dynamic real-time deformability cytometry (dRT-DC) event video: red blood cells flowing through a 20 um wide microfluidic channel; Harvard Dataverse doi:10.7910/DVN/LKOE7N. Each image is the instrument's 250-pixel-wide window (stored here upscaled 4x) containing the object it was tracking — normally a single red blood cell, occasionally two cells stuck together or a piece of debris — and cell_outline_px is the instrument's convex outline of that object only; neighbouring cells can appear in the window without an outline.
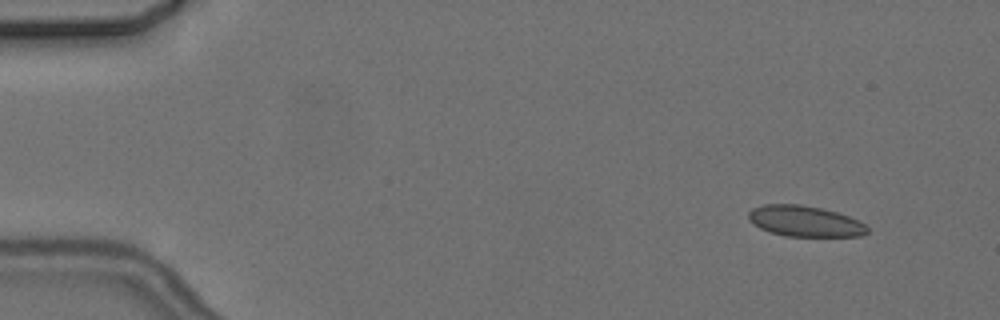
{"species": "common noctule bat (a hibernating species)", "species_latin": "Nyctalus noctula", "temperature_condition": "cold", "stored_images_in_passage": 6, "camera_frame_rate_fps": 3000, "um_per_image_px": 0.085, "animal": {"sex": "female", "body_mass_g": 24.6, "forearm_length_mm": 56.2}, "frame": {"image": 1, "passage_image": 2, "time_ms": 1.0, "image_size_px": [1000, 320], "cell_outline_px": [[868, 232], [864, 236], [784, 236], [768, 232], [752, 224], [748, 220], [748, 212], [752, 208], [764, 204], [800, 204], [820, 208], [836, 212], [848, 216], [864, 224], [868, 228]], "centroid_in_image_um": [68.36, 18.8], "position_along_channel_um": 16.6, "area_um2": 21.44}}